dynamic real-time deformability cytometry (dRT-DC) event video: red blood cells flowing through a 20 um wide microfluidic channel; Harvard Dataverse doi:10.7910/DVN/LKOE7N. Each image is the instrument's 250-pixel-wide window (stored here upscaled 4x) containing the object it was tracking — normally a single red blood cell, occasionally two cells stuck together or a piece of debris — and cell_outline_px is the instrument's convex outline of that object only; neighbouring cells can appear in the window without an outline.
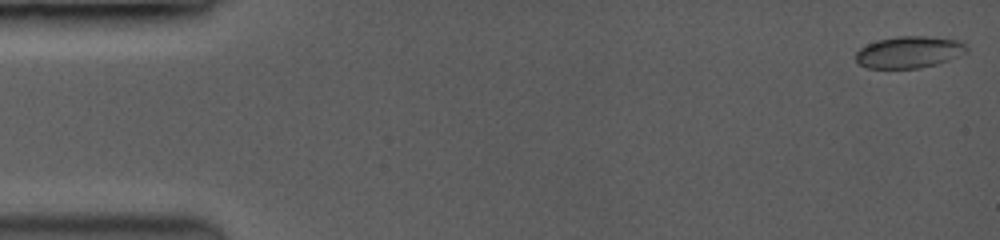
{"species": "common noctule bat (a hibernating species)", "species_latin": "Nyctalus noctula", "temperature_condition": "room temperature", "stored_images_in_passage": 51, "camera_frame_rate_fps": 3500, "um_per_image_px": 0.085, "animal": {"sex": "female", "body_mass_g": 19.0, "forearm_length_mm": 53.3}, "frame": {"image": 1, "passage_image": 1, "time_ms": 0.0, "image_size_px": [1000, 240], "cell_outline_px": [[964, 44], [948, 60], [936, 64], [920, 68], [868, 68], [860, 64], [856, 60], [856, 52], [860, 48], [868, 44], [880, 40], [900, 36], [924, 36], [952, 40]], "centroid_in_image_um": [77.09, 4.45], "position_along_channel_um": 7.9, "area_um2": 19.36}}
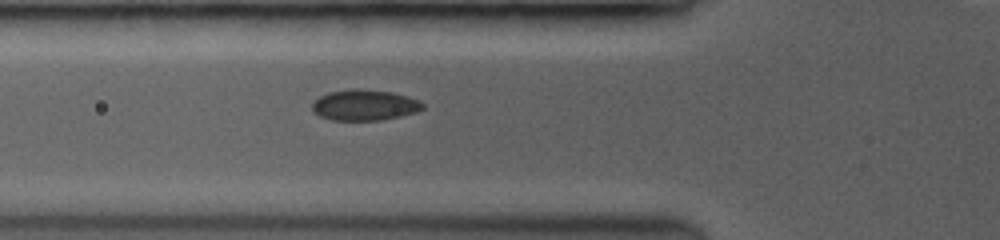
{"frame": {"image": 2, "passage_image": 13, "time_ms": 5.714, "image_size_px": [1000, 240], "cell_outline_px": [[424, 108], [416, 112], [400, 116], [380, 120], [332, 120], [320, 116], [312, 108], [312, 104], [320, 96], [332, 92], [352, 88], [392, 92], [416, 100], [424, 104]], "centroid_in_image_um": [30.98, 8.94], "position_along_channel_um": 94.8, "area_um2": 19.42}}
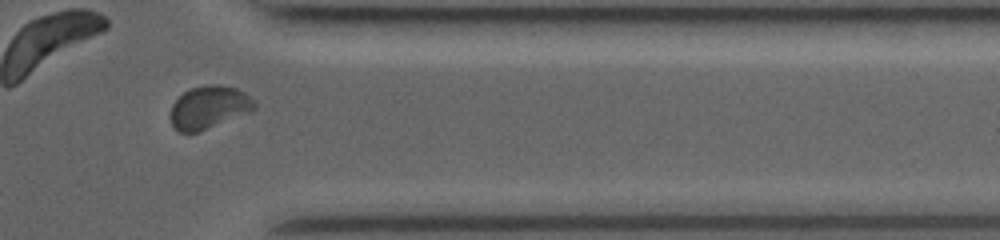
{"frame": {"image": 3, "passage_image": 47, "time_ms": 13.143, "image_size_px": [1000, 240], "cell_outline_px": [[256, 108], [252, 112], [200, 132], [180, 132], [172, 124], [172, 104], [188, 88], [204, 84], [216, 84], [236, 88], [244, 92], [256, 104]], "centroid_in_image_um": [17.79, 9.12], "position_along_channel_um": 393.6, "area_um2": 21.04}}